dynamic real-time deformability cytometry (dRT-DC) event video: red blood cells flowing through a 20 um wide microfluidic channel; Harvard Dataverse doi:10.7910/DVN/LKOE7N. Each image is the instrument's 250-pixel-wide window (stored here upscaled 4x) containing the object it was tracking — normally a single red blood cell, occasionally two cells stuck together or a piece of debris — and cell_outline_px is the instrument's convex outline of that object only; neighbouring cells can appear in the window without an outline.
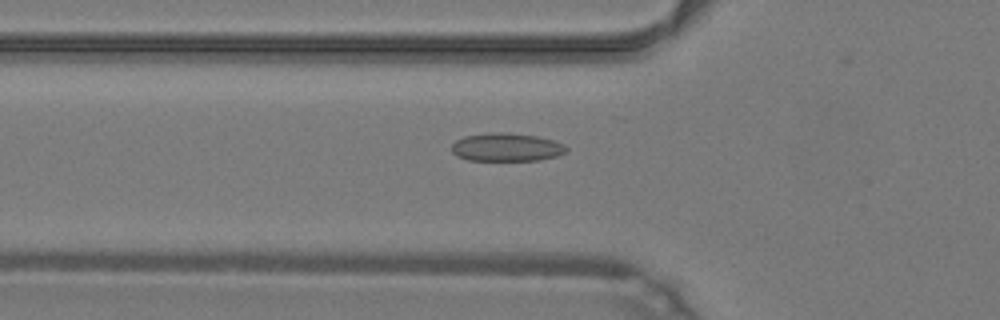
{"species": "common noctule bat (a hibernating species)", "species_latin": "Nyctalus noctula", "temperature_condition": "warm", "stored_images_in_passage": 38, "camera_frame_rate_fps": 3000, "um_per_image_px": 0.085, "animal": {"sex": "male", "body_mass_g": 19.2, "forearm_length_mm": 51.8}, "frame": {"image": 1, "passage_image": 7, "time_ms": 2.0, "image_size_px": [1000, 320], "cell_outline_px": [[568, 148], [564, 152], [556, 156], [540, 160], [468, 160], [456, 156], [452, 152], [452, 144], [456, 140], [464, 136], [492, 132], [500, 132], [536, 136], [552, 140], [564, 144]], "centroid_in_image_um": [43.02, 12.51], "position_along_channel_um": 82.8, "area_um2": 18.73}}
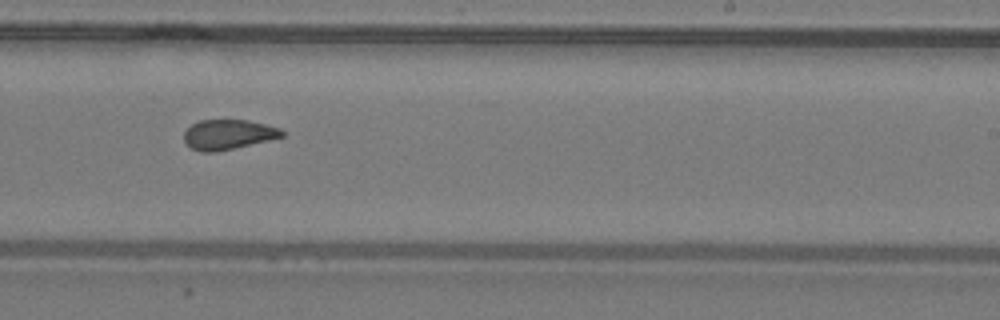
{"frame": {"image": 2, "passage_image": 20, "time_ms": 6.333, "image_size_px": [1000, 320], "cell_outline_px": [[284, 136], [268, 140], [216, 152], [200, 152], [192, 148], [184, 140], [184, 132], [192, 124], [200, 120], [248, 120], [280, 128], [284, 132]], "centroid_in_image_um": [19.38, 11.43], "position_along_channel_um": 269.6, "area_um2": 16.88}}
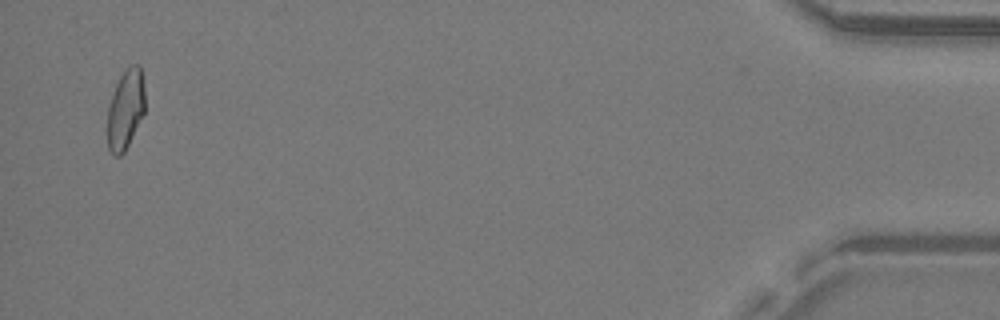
{"frame": {"image": 3, "passage_image": 37, "time_ms": 12.0, "image_size_px": [1000, 320], "cell_outline_px": [[144, 112], [124, 152], [120, 156], [112, 156], [108, 148], [108, 108], [116, 84], [120, 76], [132, 64], [140, 64], [144, 88]], "centroid_in_image_um": [10.66, 9.3], "position_along_channel_um": 424.5, "area_um2": 17.11}, "authors_computed_cell_mechanics": {"area_um2": 18.0625, "velocity_mm_per_s": 4.2992, "shape_relaxation_time_tau1_ms": null, "shape_relaxation_time_tau2_ms": 2.6964, "deformation_change_tau1": null, "deformation_change_tau2": 0.0775}}